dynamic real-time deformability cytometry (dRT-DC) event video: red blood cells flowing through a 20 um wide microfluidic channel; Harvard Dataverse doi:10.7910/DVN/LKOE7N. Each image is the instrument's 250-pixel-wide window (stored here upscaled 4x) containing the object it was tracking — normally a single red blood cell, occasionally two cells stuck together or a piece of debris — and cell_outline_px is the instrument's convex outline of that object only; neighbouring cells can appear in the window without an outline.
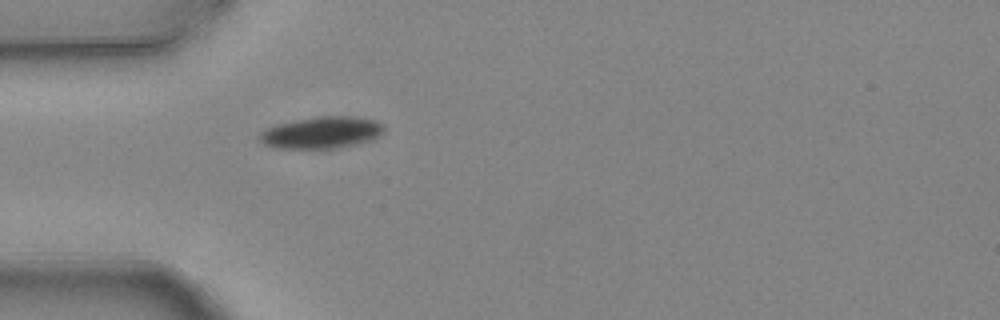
{"species": "common noctule bat (a hibernating species)", "species_latin": "Nyctalus noctula", "temperature_condition": "warm", "stored_images_in_passage": 1, "camera_frame_rate_fps": 3000, "um_per_image_px": 0.085, "animal": {"sex": "female", "body_mass_g": 24.6, "forearm_length_mm": 56.2}, "frame": {"image": 1, "passage_image": 1, "time_ms": 0.0, "image_size_px": [1000, 320], "cell_outline_px": [[384, 132], [368, 140], [336, 148], [272, 148], [264, 144], [256, 136], [260, 132], [276, 124], [296, 120], [320, 116], [344, 116], [372, 120], [384, 124]], "centroid_in_image_um": [27.25, 11.27], "position_along_channel_um": 57.7, "area_um2": 22.66}}